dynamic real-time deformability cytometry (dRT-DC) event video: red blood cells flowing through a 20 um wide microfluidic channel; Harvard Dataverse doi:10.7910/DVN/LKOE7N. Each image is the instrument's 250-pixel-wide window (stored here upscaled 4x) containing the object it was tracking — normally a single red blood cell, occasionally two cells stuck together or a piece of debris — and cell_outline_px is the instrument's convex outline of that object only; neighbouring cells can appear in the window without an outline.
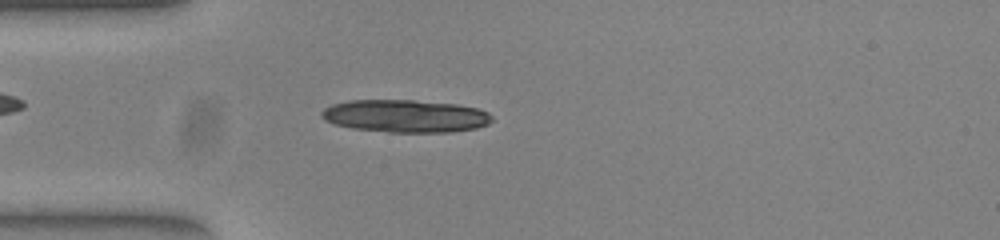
{"species": "common noctule bat (a hibernating species)", "species_latin": "Nyctalus noctula", "temperature_condition": "warm", "stored_images_in_passage": 44, "camera_frame_rate_fps": 3000, "um_per_image_px": 0.085, "animal": {"sex": "female", "body_mass_g": 23.0, "forearm_length_mm": 53.4}, "frame": {"image": 1, "passage_image": 7, "time_ms": 2.0, "image_size_px": [1000, 240], "cell_outline_px": [[492, 120], [488, 124], [476, 128], [448, 132], [388, 132], [352, 128], [332, 124], [324, 120], [320, 116], [320, 112], [324, 108], [332, 104], [348, 100], [412, 100], [460, 104], [476, 108], [488, 112], [492, 116]], "centroid_in_image_um": [34.42, 9.86], "position_along_channel_um": 50.6, "area_um2": 32.66}}